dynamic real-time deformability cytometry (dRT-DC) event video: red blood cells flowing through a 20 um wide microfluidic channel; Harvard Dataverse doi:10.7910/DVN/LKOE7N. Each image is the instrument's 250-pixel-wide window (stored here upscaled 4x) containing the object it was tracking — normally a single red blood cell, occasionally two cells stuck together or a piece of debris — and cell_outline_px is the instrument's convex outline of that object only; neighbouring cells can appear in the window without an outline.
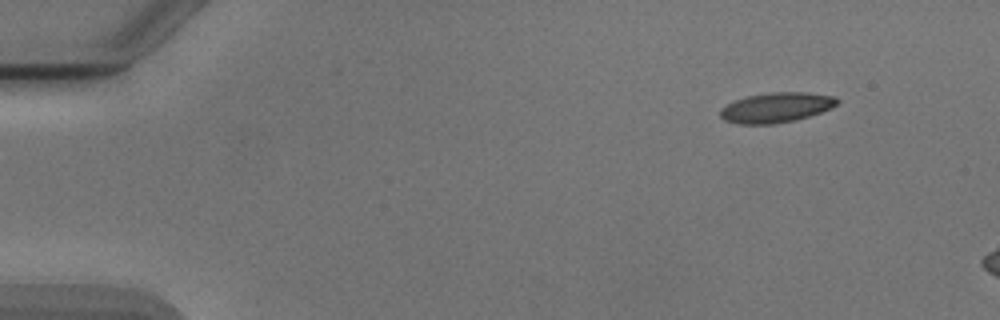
{"species": "Egyptian fruit bat (a non-hibernating species)", "species_latin": "Rousettus aegyptiacus", "temperature_condition": "cold", "stored_images_in_passage": 8, "camera_frame_rate_fps": 3000, "um_per_image_px": 0.085, "animal": {"sex": "male"}, "frame": {"image": 1, "passage_image": 1, "time_ms": 0.0, "image_size_px": [1000, 320], "cell_outline_px": [[840, 100], [832, 108], [796, 120], [772, 124], [740, 124], [724, 120], [720, 116], [720, 108], [736, 100], [748, 96], [776, 92], [804, 92], [836, 96]], "centroid_in_image_um": [66.0, 9.14], "position_along_channel_um": 19.0, "area_um2": 20.29}}